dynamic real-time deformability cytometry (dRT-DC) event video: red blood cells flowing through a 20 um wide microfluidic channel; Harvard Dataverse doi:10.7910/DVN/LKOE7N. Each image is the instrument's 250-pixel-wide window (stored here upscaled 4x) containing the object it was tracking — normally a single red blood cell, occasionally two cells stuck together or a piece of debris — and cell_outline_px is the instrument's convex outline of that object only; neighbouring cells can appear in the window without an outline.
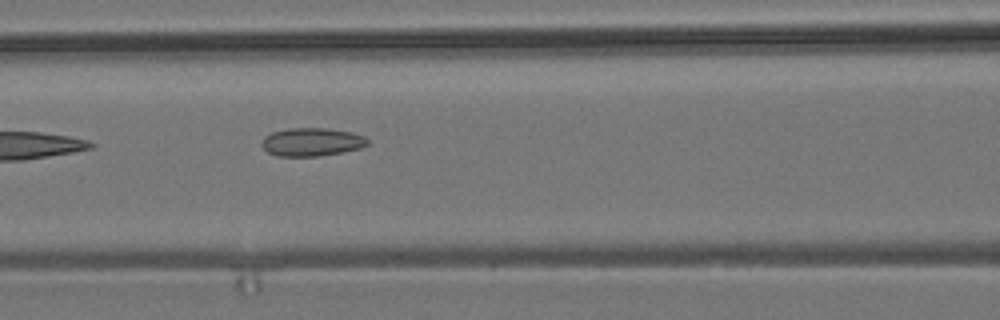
{"species": "common noctule bat (a hibernating species)", "species_latin": "Nyctalus noctula", "temperature_condition": "room temperature", "stored_images_in_passage": 7, "camera_frame_rate_fps": 3000, "um_per_image_px": 0.085, "animal": {"sex": "male", "body_mass_g": 19.2, "forearm_length_mm": 51.8}, "frame": {"image": 1, "passage_image": 7, "time_ms": 7.0, "image_size_px": [1000, 320], "cell_outline_px": [[368, 144], [360, 148], [320, 156], [276, 156], [268, 152], [260, 144], [264, 136], [272, 132], [288, 128], [328, 128], [352, 132], [364, 136], [368, 140]], "centroid_in_image_um": [26.47, 12.06], "position_along_channel_um": 140.1, "area_um2": 17.46}}